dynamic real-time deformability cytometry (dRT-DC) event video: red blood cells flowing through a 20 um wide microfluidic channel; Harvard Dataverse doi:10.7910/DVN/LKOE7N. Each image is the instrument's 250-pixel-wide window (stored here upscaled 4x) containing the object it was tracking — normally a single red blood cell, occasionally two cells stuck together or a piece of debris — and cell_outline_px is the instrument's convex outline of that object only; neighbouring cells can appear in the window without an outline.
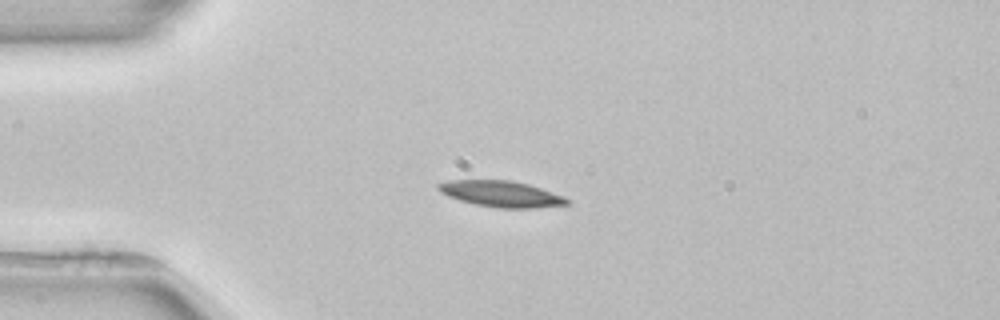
{"species": "common noctule bat (a hibernating species)", "species_latin": "Nyctalus noctula", "temperature_condition": "room temperature", "stored_images_in_passage": 5, "camera_frame_rate_fps": 3000, "um_per_image_px": 0.085, "animal": {"sex": "female", "body_mass_g": 22.7, "forearm_length_mm": 54.2}, "frame": {"image": 1, "passage_image": 3, "time_ms": 2.667, "image_size_px": [1000, 320], "cell_outline_px": [[572, 204], [536, 208], [496, 208], [476, 204], [460, 200], [448, 196], [440, 192], [436, 188], [436, 184], [448, 180], [508, 180], [528, 184], [564, 196], [572, 200]], "centroid_in_image_um": [42.62, 16.49], "position_along_channel_um": 42.4, "area_um2": 19.71}}